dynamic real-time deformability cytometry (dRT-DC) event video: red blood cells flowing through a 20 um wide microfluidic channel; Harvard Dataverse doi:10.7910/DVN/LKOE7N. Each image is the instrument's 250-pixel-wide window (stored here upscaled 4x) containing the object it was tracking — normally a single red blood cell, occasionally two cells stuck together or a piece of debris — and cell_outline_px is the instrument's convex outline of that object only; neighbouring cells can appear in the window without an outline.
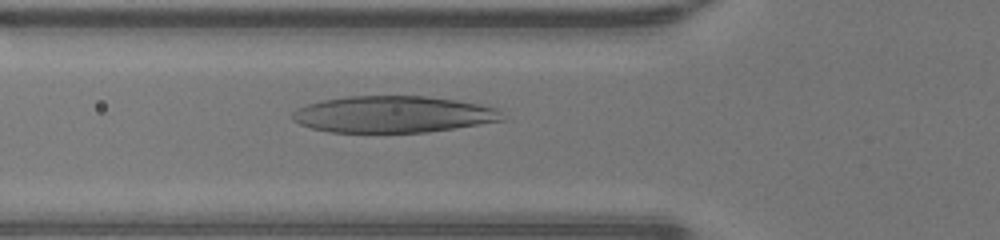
{"species": "human", "species_latin": "Homo sapiens", "temperature_condition": "warm", "stored_images_in_passage": 28, "camera_frame_rate_fps": 3000, "um_per_image_px": 0.085, "donor": {"sex": "male"}, "frame": {"image": 1, "passage_image": 3, "time_ms": 0.667, "image_size_px": [1000, 240], "cell_outline_px": [[504, 120], [428, 132], [332, 132], [312, 128], [300, 124], [292, 120], [292, 112], [296, 108], [304, 104], [320, 100], [344, 96], [424, 96], [456, 100], [480, 104], [496, 108], [500, 112]], "centroid_in_image_um": [33.35, 9.71], "position_along_channel_um": 92.5, "area_um2": 44.8}}
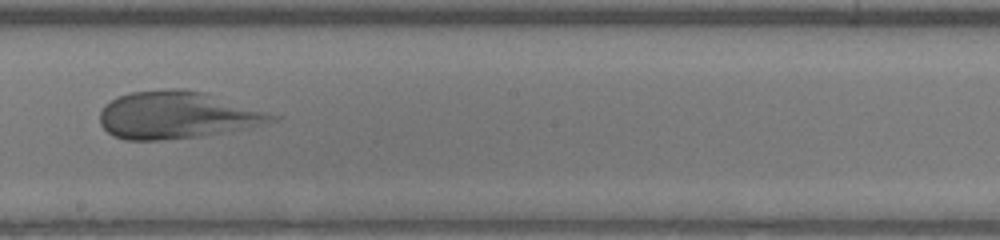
{"frame": {"image": 2, "passage_image": 13, "time_ms": 4.0, "image_size_px": [1000, 240], "cell_outline_px": [[284, 116], [276, 120], [260, 124], [220, 132], [196, 136], [156, 140], [124, 140], [112, 136], [100, 124], [100, 112], [104, 104], [116, 96], [128, 92], [172, 88], [184, 88], [204, 92]], "centroid_in_image_um": [15.0, 9.75], "position_along_channel_um": 233.2, "area_um2": 47.34}}
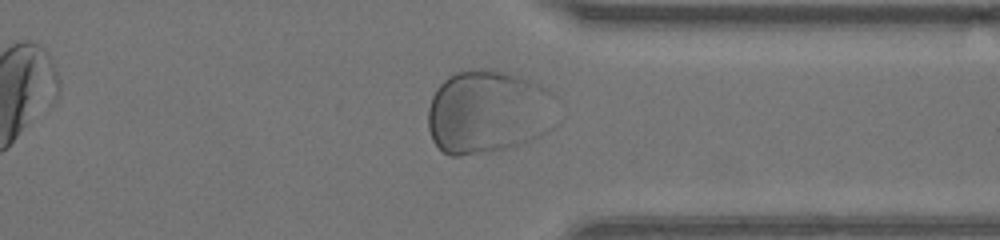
{"frame": {"image": 3, "passage_image": 23, "time_ms": 7.333, "image_size_px": [1000, 240], "cell_outline_px": [[556, 124], [552, 128], [540, 136], [520, 144], [508, 148], [488, 152], [460, 156], [448, 156], [432, 140], [428, 128], [428, 108], [432, 96], [436, 88], [448, 76], [456, 72], [472, 68], [484, 68], [508, 72], [520, 76], [540, 84], [552, 92], [556, 96]], "centroid_in_image_um": [41.52, 9.5], "position_along_channel_um": 369.9, "area_um2": 63.87}}